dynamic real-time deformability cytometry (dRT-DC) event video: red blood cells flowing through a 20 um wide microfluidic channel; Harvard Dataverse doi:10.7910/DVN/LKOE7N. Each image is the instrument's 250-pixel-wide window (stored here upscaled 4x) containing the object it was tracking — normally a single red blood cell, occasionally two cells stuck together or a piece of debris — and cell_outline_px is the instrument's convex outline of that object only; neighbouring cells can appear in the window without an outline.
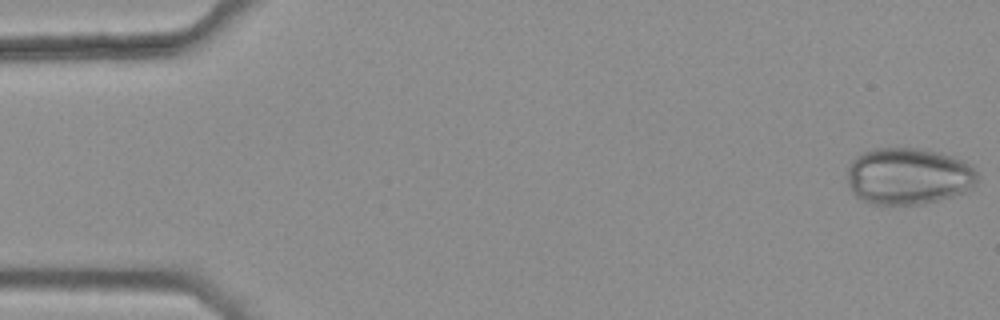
{"species": "common noctule bat (a hibernating species)", "species_latin": "Nyctalus noctula", "temperature_condition": "warm", "stored_images_in_passage": 45, "camera_frame_rate_fps": 3000, "um_per_image_px": 0.085, "animal": {"sex": "female", "body_mass_g": 25.1}, "frame": {"image": 1, "passage_image": 1, "time_ms": 0.0, "image_size_px": [1000, 320], "cell_outline_px": [[980, 176], [964, 192], [940, 200], [924, 204], [872, 204], [860, 200], [852, 192], [848, 184], [848, 168], [852, 160], [856, 156], [864, 152], [876, 148], [916, 148], [940, 152], [964, 160], [972, 164]], "centroid_in_image_um": [77.21, 14.97], "position_along_channel_um": 7.8, "area_um2": 43.29}}
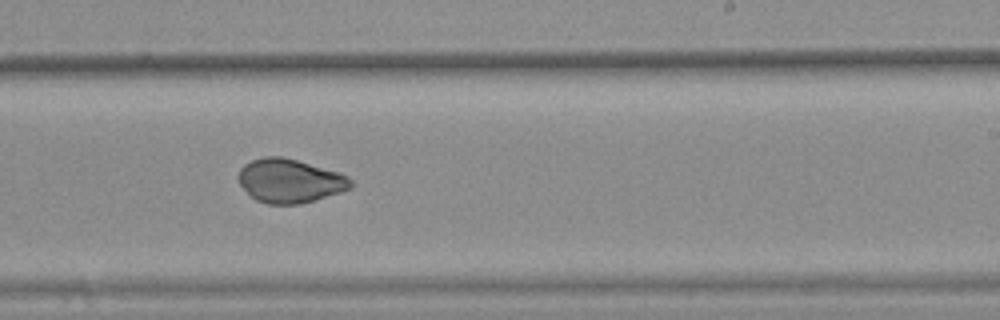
{"frame": {"image": 2, "passage_image": 32, "time_ms": 10.333, "image_size_px": [1000, 320], "cell_outline_px": [[352, 188], [340, 192], [300, 204], [268, 204], [256, 200], [236, 180], [236, 176], [240, 168], [244, 164], [252, 160], [264, 156], [280, 156], [296, 160], [340, 172], [348, 176], [352, 180]], "centroid_in_image_um": [24.62, 15.36], "position_along_channel_um": 264.4, "area_um2": 28.73}}
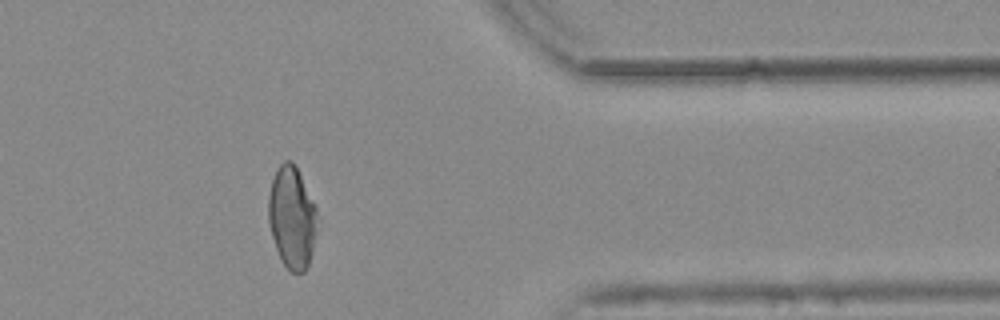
{"frame": {"image": 3, "passage_image": 43, "time_ms": 14.0, "image_size_px": [1000, 320], "cell_outline_px": [[320, 220], [308, 268], [304, 272], [292, 272], [280, 260], [268, 224], [268, 196], [272, 180], [276, 168], [284, 160], [292, 160], [316, 204]], "centroid_in_image_um": [24.84, 18.48], "position_along_channel_um": 386.6, "area_um2": 29.71}, "authors_computed_cell_mechanics": {"area_um2": 29.9404, "velocity_mm_per_s": 3.8142, "shape_relaxation_time_tau1_ms": 6.8832, "shape_relaxation_time_tau2_ms": 0.7635, "deformation_change_tau1": 0.1225, "deformation_change_tau2": 0.036}}